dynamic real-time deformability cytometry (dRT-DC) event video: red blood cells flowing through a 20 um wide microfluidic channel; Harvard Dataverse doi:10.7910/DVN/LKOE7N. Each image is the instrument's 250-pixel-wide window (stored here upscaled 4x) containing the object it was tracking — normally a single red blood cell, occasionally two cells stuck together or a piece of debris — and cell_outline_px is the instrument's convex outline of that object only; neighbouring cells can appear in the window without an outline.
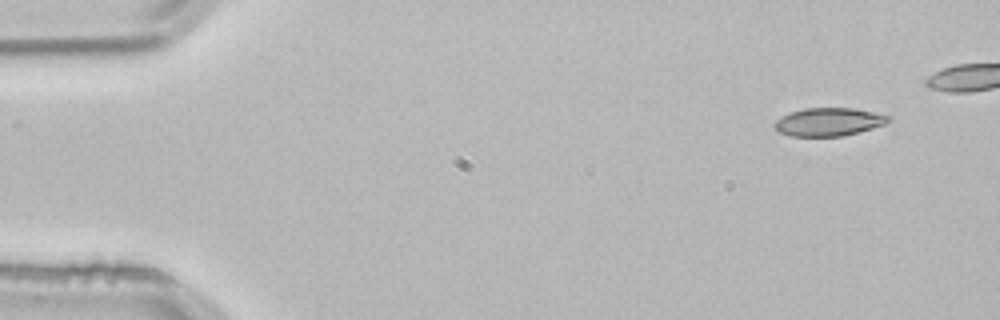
{"species": "common noctule bat (a hibernating species)", "species_latin": "Nyctalus noctula", "temperature_condition": "room temperature", "stored_images_in_passage": 4, "camera_frame_rate_fps": 3000, "um_per_image_px": 0.085, "animal": {"sex": "male", "body_mass_g": 21.5, "forearm_length_mm": 52.0}, "frame": {"image": 1, "passage_image": 1, "time_ms": 0.0, "image_size_px": [1000, 320], "cell_outline_px": [[892, 120], [884, 124], [860, 132], [844, 136], [792, 136], [780, 132], [772, 124], [776, 120], [792, 112], [804, 108], [852, 108], [892, 116]], "centroid_in_image_um": [70.48, 10.36], "position_along_channel_um": 14.5, "area_um2": 18.55}}
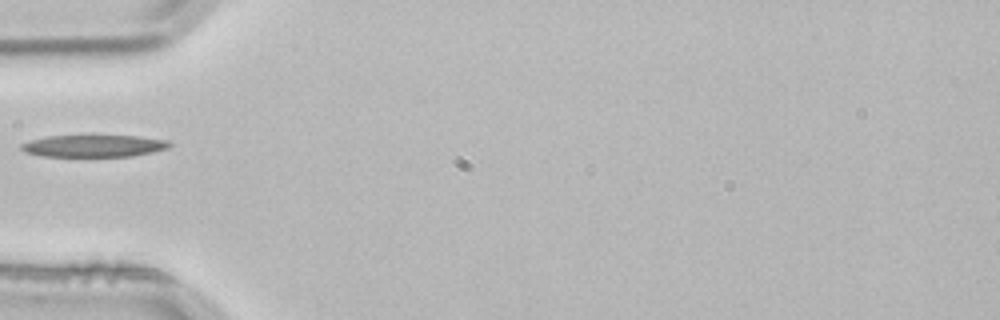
{"frame": {"image": 2, "passage_image": 4, "time_ms": 1.0, "image_size_px": [1000, 320], "cell_outline_px": [[172, 144], [168, 148], [152, 152], [132, 156], [40, 156], [24, 152], [20, 148], [20, 144], [32, 140], [48, 136], [140, 136], [168, 140]], "centroid_in_image_um": [7.98, 12.4], "position_along_channel_um": 77.0, "area_um2": 18.96}}